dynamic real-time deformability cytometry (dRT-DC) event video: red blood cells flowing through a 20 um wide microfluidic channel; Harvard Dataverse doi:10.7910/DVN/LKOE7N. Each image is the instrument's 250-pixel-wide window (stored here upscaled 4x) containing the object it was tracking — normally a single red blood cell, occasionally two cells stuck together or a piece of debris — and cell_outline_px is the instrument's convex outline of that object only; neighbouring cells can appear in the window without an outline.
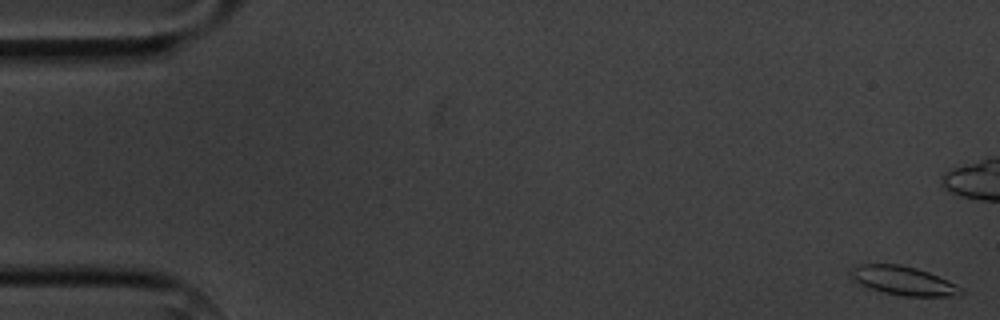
{"species": "common noctule bat (a hibernating species)", "species_latin": "Nyctalus noctula", "temperature_condition": "cold", "stored_images_in_passage": 7, "camera_frame_rate_fps": 3000, "um_per_image_px": 0.085, "animal": {"sex": "male", "body_mass_g": 20.1, "forearm_length_mm": 53.5}, "frame": {"image": 1, "passage_image": 1, "time_ms": 0.0, "image_size_px": [1000, 320], "cell_outline_px": [[964, 292], [948, 296], [904, 296], [884, 292], [860, 284], [848, 272], [852, 268], [860, 264], [900, 264], [916, 268], [928, 272], [948, 280], [956, 284]], "centroid_in_image_um": [76.77, 23.84], "position_along_channel_um": 8.2, "area_um2": 18.15}}